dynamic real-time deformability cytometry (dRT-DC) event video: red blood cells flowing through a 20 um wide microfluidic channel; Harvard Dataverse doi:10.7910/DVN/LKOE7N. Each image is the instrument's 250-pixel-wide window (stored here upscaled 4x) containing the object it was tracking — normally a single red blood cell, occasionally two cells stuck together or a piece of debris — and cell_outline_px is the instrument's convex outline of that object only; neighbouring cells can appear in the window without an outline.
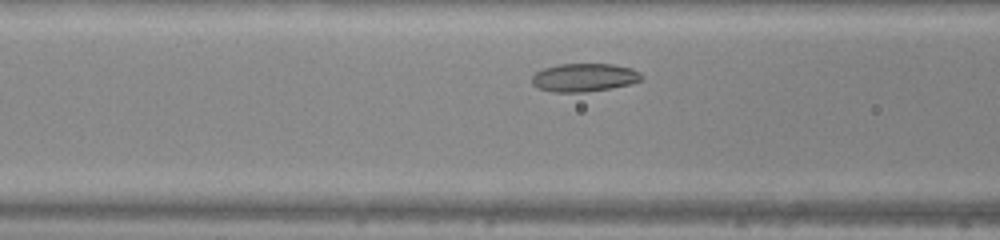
{"species": "common noctule bat (a hibernating species)", "species_latin": "Nyctalus noctula", "temperature_condition": "warm", "stored_images_in_passage": 27, "camera_frame_rate_fps": 3000, "um_per_image_px": 0.085, "animal": {"sex": "male", "body_mass_g": 20.0, "forearm_length_mm": 53.3}, "frame": {"image": 1, "passage_image": 7, "time_ms": 2.0, "image_size_px": [1000, 240], "cell_outline_px": [[644, 80], [628, 84], [608, 88], [584, 92], [552, 92], [536, 88], [532, 84], [532, 76], [536, 72], [544, 68], [560, 64], [612, 64], [632, 68], [640, 72], [644, 76]], "centroid_in_image_um": [49.66, 6.58], "position_along_channel_um": 116.9, "area_um2": 18.09}}
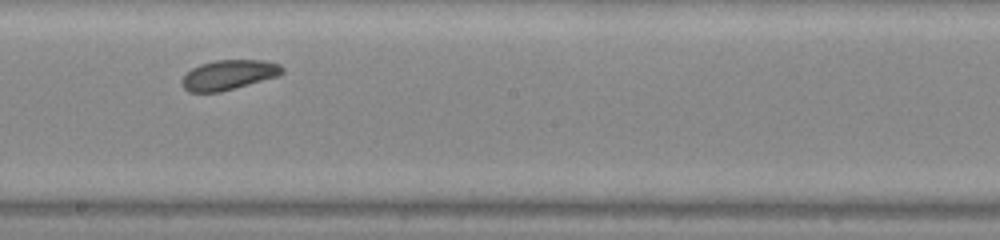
{"frame": {"image": 2, "passage_image": 15, "time_ms": 4.667, "image_size_px": [1000, 240], "cell_outline_px": [[284, 72], [276, 76], [220, 92], [188, 92], [184, 88], [180, 80], [192, 68], [200, 64], [216, 60], [260, 60], [280, 64], [284, 68]], "centroid_in_image_um": [19.41, 6.36], "position_along_channel_um": 228.8, "area_um2": 17.22}}
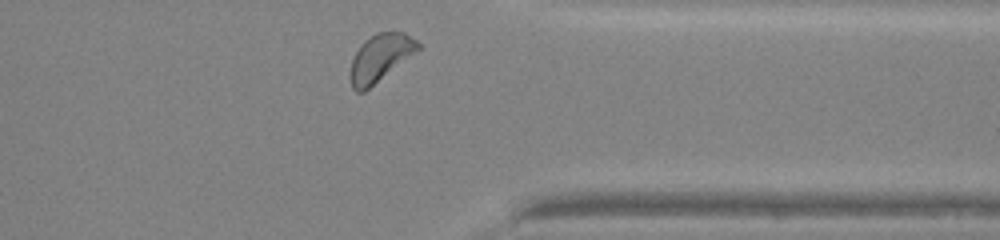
{"frame": {"image": 3, "passage_image": 26, "time_ms": 8.333, "image_size_px": [1000, 240], "cell_outline_px": [[420, 48], [416, 52], [364, 92], [356, 92], [352, 88], [348, 76], [348, 72], [352, 60], [360, 44], [364, 40], [376, 32], [404, 32], [416, 40], [420, 44]], "centroid_in_image_um": [32.27, 4.92], "position_along_channel_um": 379.1, "area_um2": 18.73}, "authors_computed_cell_mechanics": {"area_um2": 17.6868, "velocity_mm_per_s": 4.2068, "shape_relaxation_time_tau1_ms": 1.0513, "shape_relaxation_time_tau2_ms": 4.0403, "deformation_change_tau1": 0.0376, "deformation_change_tau2": 0.0895}}